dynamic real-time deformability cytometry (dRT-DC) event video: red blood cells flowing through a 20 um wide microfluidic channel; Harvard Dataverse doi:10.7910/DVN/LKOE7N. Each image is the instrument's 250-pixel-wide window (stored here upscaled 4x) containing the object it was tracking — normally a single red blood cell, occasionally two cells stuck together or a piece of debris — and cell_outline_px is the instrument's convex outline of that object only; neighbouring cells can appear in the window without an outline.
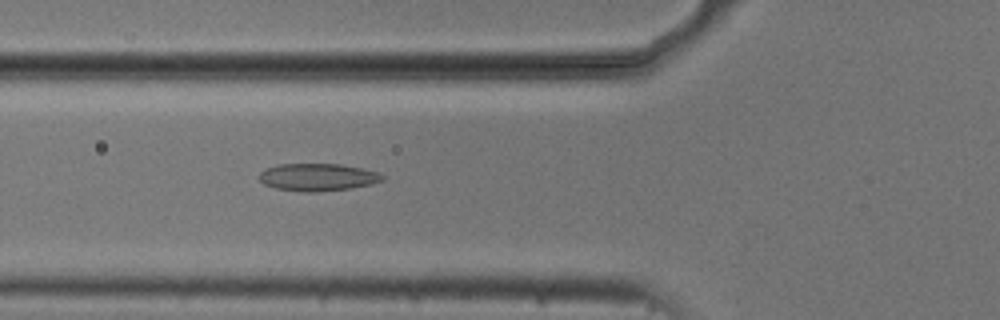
{"species": "common noctule bat (a hibernating species)", "species_latin": "Nyctalus noctula", "temperature_condition": "cold", "stored_images_in_passage": 40, "camera_frame_rate_fps": 3000, "um_per_image_px": 0.085, "animal": {"sex": "male", "body_mass_g": 20.5, "forearm_length_mm": 52.5}, "frame": {"image": 1, "passage_image": 8, "time_ms": 2.333, "image_size_px": [1000, 320], "cell_outline_px": [[384, 180], [372, 184], [352, 188], [316, 192], [304, 192], [276, 188], [264, 184], [260, 180], [260, 172], [264, 168], [280, 164], [340, 164], [364, 168], [376, 172], [384, 176]], "centroid_in_image_um": [27.02, 15.06], "position_along_channel_um": 98.8, "area_um2": 19.77}}
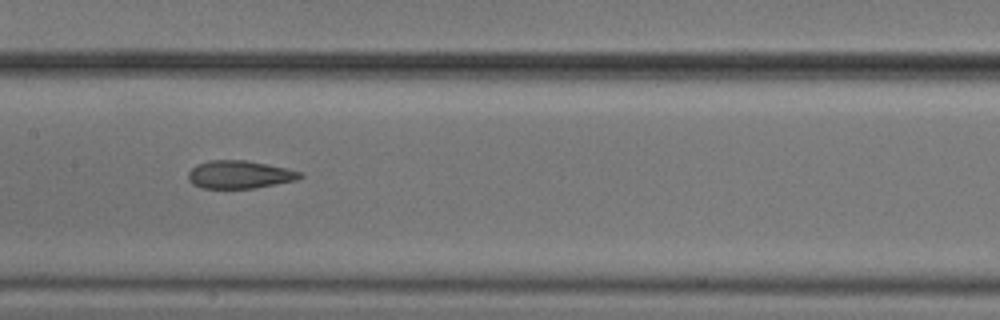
{"frame": {"image": 2, "passage_image": 15, "time_ms": 4.667, "image_size_px": [1000, 320], "cell_outline_px": [[304, 176], [296, 180], [256, 188], [200, 188], [192, 184], [188, 180], [188, 172], [196, 164], [208, 160], [244, 160], [268, 164], [304, 172]], "centroid_in_image_um": [20.36, 14.83], "position_along_channel_um": 187.0, "area_um2": 18.38}}
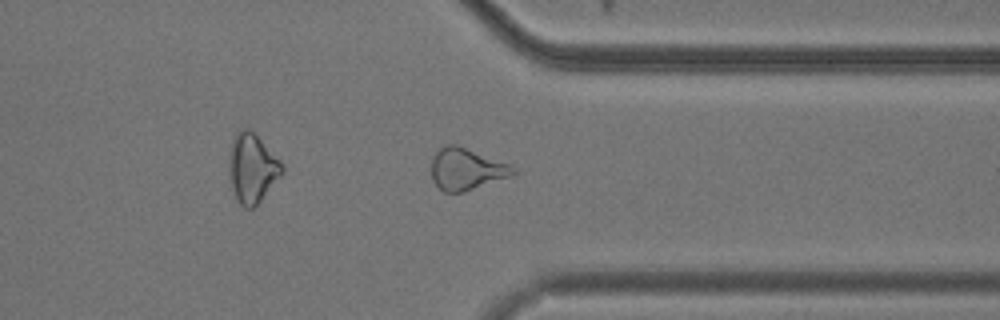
{"frame": {"image": 3, "passage_image": 30, "time_ms": 9.667, "image_size_px": [1000, 320], "cell_outline_px": [[520, 172], [460, 192], [444, 192], [432, 180], [432, 156], [444, 144], [456, 144], [508, 164], [516, 168]], "centroid_in_image_um": [39.6, 14.34], "position_along_channel_um": 371.8, "area_um2": 19.36}, "authors_computed_cell_mechanics": {"area_um2": 19.3052, "velocity_mm_per_s": 3.7405, "shape_relaxation_time_tau1_ms": null, "shape_relaxation_time_tau2_ms": 2.5896, "deformation_change_tau1": null, "deformation_change_tau2": 0.1109}}